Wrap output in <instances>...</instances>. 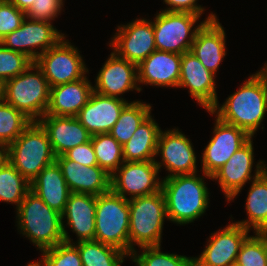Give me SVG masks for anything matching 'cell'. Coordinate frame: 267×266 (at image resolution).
<instances>
[{"label":"cell","instance_id":"5b68a950","mask_svg":"<svg viewBox=\"0 0 267 266\" xmlns=\"http://www.w3.org/2000/svg\"><path fill=\"white\" fill-rule=\"evenodd\" d=\"M130 256L138 247L161 245L164 220L167 218L162 190L128 199Z\"/></svg>","mask_w":267,"mask_h":266},{"label":"cell","instance_id":"d4e9b609","mask_svg":"<svg viewBox=\"0 0 267 266\" xmlns=\"http://www.w3.org/2000/svg\"><path fill=\"white\" fill-rule=\"evenodd\" d=\"M93 91L87 75L74 82L50 87V103L45 115L76 117Z\"/></svg>","mask_w":267,"mask_h":266},{"label":"cell","instance_id":"f1b7e54d","mask_svg":"<svg viewBox=\"0 0 267 266\" xmlns=\"http://www.w3.org/2000/svg\"><path fill=\"white\" fill-rule=\"evenodd\" d=\"M80 253L83 266H121L127 254L96 240L73 243Z\"/></svg>","mask_w":267,"mask_h":266},{"label":"cell","instance_id":"603a6c76","mask_svg":"<svg viewBox=\"0 0 267 266\" xmlns=\"http://www.w3.org/2000/svg\"><path fill=\"white\" fill-rule=\"evenodd\" d=\"M48 134L56 157L91 140V134L77 117L44 115L38 121Z\"/></svg>","mask_w":267,"mask_h":266},{"label":"cell","instance_id":"f546056e","mask_svg":"<svg viewBox=\"0 0 267 266\" xmlns=\"http://www.w3.org/2000/svg\"><path fill=\"white\" fill-rule=\"evenodd\" d=\"M151 105L141 101L129 102L122 110L109 134L122 146L133 136L139 125L151 114Z\"/></svg>","mask_w":267,"mask_h":266},{"label":"cell","instance_id":"b9f144b4","mask_svg":"<svg viewBox=\"0 0 267 266\" xmlns=\"http://www.w3.org/2000/svg\"><path fill=\"white\" fill-rule=\"evenodd\" d=\"M8 1H10L19 10H22L24 12H26L34 2V0H8Z\"/></svg>","mask_w":267,"mask_h":266},{"label":"cell","instance_id":"6da1fadb","mask_svg":"<svg viewBox=\"0 0 267 266\" xmlns=\"http://www.w3.org/2000/svg\"><path fill=\"white\" fill-rule=\"evenodd\" d=\"M267 111V84L258 74H252L240 88L220 106L217 103L210 111L221 121L237 126L253 137Z\"/></svg>","mask_w":267,"mask_h":266},{"label":"cell","instance_id":"e0dca14e","mask_svg":"<svg viewBox=\"0 0 267 266\" xmlns=\"http://www.w3.org/2000/svg\"><path fill=\"white\" fill-rule=\"evenodd\" d=\"M95 92L110 97L124 99L120 95L130 90L140 92L137 65L111 52L95 79Z\"/></svg>","mask_w":267,"mask_h":266},{"label":"cell","instance_id":"7bdbcfd3","mask_svg":"<svg viewBox=\"0 0 267 266\" xmlns=\"http://www.w3.org/2000/svg\"><path fill=\"white\" fill-rule=\"evenodd\" d=\"M7 147L0 142V164L6 160Z\"/></svg>","mask_w":267,"mask_h":266},{"label":"cell","instance_id":"484cf974","mask_svg":"<svg viewBox=\"0 0 267 266\" xmlns=\"http://www.w3.org/2000/svg\"><path fill=\"white\" fill-rule=\"evenodd\" d=\"M30 190L51 209L62 214L71 194L56 161L43 168L30 182Z\"/></svg>","mask_w":267,"mask_h":266},{"label":"cell","instance_id":"d6a6232c","mask_svg":"<svg viewBox=\"0 0 267 266\" xmlns=\"http://www.w3.org/2000/svg\"><path fill=\"white\" fill-rule=\"evenodd\" d=\"M32 123L24 113L4 100L0 102V142L6 147Z\"/></svg>","mask_w":267,"mask_h":266},{"label":"cell","instance_id":"ffe728a7","mask_svg":"<svg viewBox=\"0 0 267 266\" xmlns=\"http://www.w3.org/2000/svg\"><path fill=\"white\" fill-rule=\"evenodd\" d=\"M71 192L98 196L111 190V176L98 165L85 166L64 155L55 160Z\"/></svg>","mask_w":267,"mask_h":266},{"label":"cell","instance_id":"83f0119b","mask_svg":"<svg viewBox=\"0 0 267 266\" xmlns=\"http://www.w3.org/2000/svg\"><path fill=\"white\" fill-rule=\"evenodd\" d=\"M251 183L245 205L248 220L235 223L254 233H267V169Z\"/></svg>","mask_w":267,"mask_h":266},{"label":"cell","instance_id":"5bb4252c","mask_svg":"<svg viewBox=\"0 0 267 266\" xmlns=\"http://www.w3.org/2000/svg\"><path fill=\"white\" fill-rule=\"evenodd\" d=\"M157 155H161L162 158L161 162L155 160L159 171L163 166L170 173L165 178L198 172L192 143L176 128L167 131L161 130L157 144Z\"/></svg>","mask_w":267,"mask_h":266},{"label":"cell","instance_id":"74e56055","mask_svg":"<svg viewBox=\"0 0 267 266\" xmlns=\"http://www.w3.org/2000/svg\"><path fill=\"white\" fill-rule=\"evenodd\" d=\"M25 18L24 11L8 0H0V40L19 28Z\"/></svg>","mask_w":267,"mask_h":266},{"label":"cell","instance_id":"f6af8a7d","mask_svg":"<svg viewBox=\"0 0 267 266\" xmlns=\"http://www.w3.org/2000/svg\"><path fill=\"white\" fill-rule=\"evenodd\" d=\"M4 98V81L0 79V102L3 101Z\"/></svg>","mask_w":267,"mask_h":266},{"label":"cell","instance_id":"836d02e7","mask_svg":"<svg viewBox=\"0 0 267 266\" xmlns=\"http://www.w3.org/2000/svg\"><path fill=\"white\" fill-rule=\"evenodd\" d=\"M141 254L134 250L131 259L136 266H194L193 257L161 252V245L141 247Z\"/></svg>","mask_w":267,"mask_h":266},{"label":"cell","instance_id":"4316f807","mask_svg":"<svg viewBox=\"0 0 267 266\" xmlns=\"http://www.w3.org/2000/svg\"><path fill=\"white\" fill-rule=\"evenodd\" d=\"M161 128L151 114L139 125L130 140L123 145V157L127 162L156 160Z\"/></svg>","mask_w":267,"mask_h":266},{"label":"cell","instance_id":"44dd1931","mask_svg":"<svg viewBox=\"0 0 267 266\" xmlns=\"http://www.w3.org/2000/svg\"><path fill=\"white\" fill-rule=\"evenodd\" d=\"M128 103L126 99L104 96L93 91L76 117L91 135L109 133Z\"/></svg>","mask_w":267,"mask_h":266},{"label":"cell","instance_id":"e575fe53","mask_svg":"<svg viewBox=\"0 0 267 266\" xmlns=\"http://www.w3.org/2000/svg\"><path fill=\"white\" fill-rule=\"evenodd\" d=\"M236 261L242 266H267V233L249 235L242 243Z\"/></svg>","mask_w":267,"mask_h":266},{"label":"cell","instance_id":"d6986e66","mask_svg":"<svg viewBox=\"0 0 267 266\" xmlns=\"http://www.w3.org/2000/svg\"><path fill=\"white\" fill-rule=\"evenodd\" d=\"M96 196L86 193L71 192L62 216L64 242L73 244V239L65 230L68 225L76 233L77 242L95 240ZM67 219V225L64 224Z\"/></svg>","mask_w":267,"mask_h":266},{"label":"cell","instance_id":"9c48e42d","mask_svg":"<svg viewBox=\"0 0 267 266\" xmlns=\"http://www.w3.org/2000/svg\"><path fill=\"white\" fill-rule=\"evenodd\" d=\"M65 37L34 62L42 70L50 87L77 81L89 72L80 51Z\"/></svg>","mask_w":267,"mask_h":266},{"label":"cell","instance_id":"d590c367","mask_svg":"<svg viewBox=\"0 0 267 266\" xmlns=\"http://www.w3.org/2000/svg\"><path fill=\"white\" fill-rule=\"evenodd\" d=\"M39 266H83L78 248L74 244L62 242L41 251Z\"/></svg>","mask_w":267,"mask_h":266},{"label":"cell","instance_id":"7402d4cb","mask_svg":"<svg viewBox=\"0 0 267 266\" xmlns=\"http://www.w3.org/2000/svg\"><path fill=\"white\" fill-rule=\"evenodd\" d=\"M180 68L181 54L156 49L137 66L138 84L178 88Z\"/></svg>","mask_w":267,"mask_h":266},{"label":"cell","instance_id":"8992f818","mask_svg":"<svg viewBox=\"0 0 267 266\" xmlns=\"http://www.w3.org/2000/svg\"><path fill=\"white\" fill-rule=\"evenodd\" d=\"M3 100L32 121H39L46 114L50 86L36 63H31L23 73L4 82Z\"/></svg>","mask_w":267,"mask_h":266},{"label":"cell","instance_id":"9a60e30c","mask_svg":"<svg viewBox=\"0 0 267 266\" xmlns=\"http://www.w3.org/2000/svg\"><path fill=\"white\" fill-rule=\"evenodd\" d=\"M213 137L202 154V170L212 176L251 137L241 128L225 123L216 117Z\"/></svg>","mask_w":267,"mask_h":266},{"label":"cell","instance_id":"cb8c5ba5","mask_svg":"<svg viewBox=\"0 0 267 266\" xmlns=\"http://www.w3.org/2000/svg\"><path fill=\"white\" fill-rule=\"evenodd\" d=\"M216 18L205 22L197 31L191 52L215 76L226 56V33Z\"/></svg>","mask_w":267,"mask_h":266},{"label":"cell","instance_id":"3957f363","mask_svg":"<svg viewBox=\"0 0 267 266\" xmlns=\"http://www.w3.org/2000/svg\"><path fill=\"white\" fill-rule=\"evenodd\" d=\"M20 234L43 251L64 242L62 216L29 190L16 210Z\"/></svg>","mask_w":267,"mask_h":266},{"label":"cell","instance_id":"60d3db41","mask_svg":"<svg viewBox=\"0 0 267 266\" xmlns=\"http://www.w3.org/2000/svg\"><path fill=\"white\" fill-rule=\"evenodd\" d=\"M197 0H163L169 8H166L162 11L169 12H188L195 15H202L205 8L198 5Z\"/></svg>","mask_w":267,"mask_h":266},{"label":"cell","instance_id":"7dc6e473","mask_svg":"<svg viewBox=\"0 0 267 266\" xmlns=\"http://www.w3.org/2000/svg\"><path fill=\"white\" fill-rule=\"evenodd\" d=\"M230 266H242L241 264H239L237 261L233 262Z\"/></svg>","mask_w":267,"mask_h":266},{"label":"cell","instance_id":"7c38bea8","mask_svg":"<svg viewBox=\"0 0 267 266\" xmlns=\"http://www.w3.org/2000/svg\"><path fill=\"white\" fill-rule=\"evenodd\" d=\"M158 174L155 160L124 161L111 175V190L125 199L154 194L161 190L162 179Z\"/></svg>","mask_w":267,"mask_h":266},{"label":"cell","instance_id":"2e32d148","mask_svg":"<svg viewBox=\"0 0 267 266\" xmlns=\"http://www.w3.org/2000/svg\"><path fill=\"white\" fill-rule=\"evenodd\" d=\"M250 230L231 223L211 233L208 244L199 257H193L194 266H230L237 260L240 247Z\"/></svg>","mask_w":267,"mask_h":266},{"label":"cell","instance_id":"277c9868","mask_svg":"<svg viewBox=\"0 0 267 266\" xmlns=\"http://www.w3.org/2000/svg\"><path fill=\"white\" fill-rule=\"evenodd\" d=\"M6 159L28 181L56 160L49 137L38 121L32 123L7 146Z\"/></svg>","mask_w":267,"mask_h":266},{"label":"cell","instance_id":"8fae6325","mask_svg":"<svg viewBox=\"0 0 267 266\" xmlns=\"http://www.w3.org/2000/svg\"><path fill=\"white\" fill-rule=\"evenodd\" d=\"M252 142L251 137L211 176V180L216 179L218 181L228 202L238 196L247 181H252L267 169L264 161L260 160L256 164V170H254L255 173L252 176L251 172L253 171L254 163V147Z\"/></svg>","mask_w":267,"mask_h":266},{"label":"cell","instance_id":"ee69618b","mask_svg":"<svg viewBox=\"0 0 267 266\" xmlns=\"http://www.w3.org/2000/svg\"><path fill=\"white\" fill-rule=\"evenodd\" d=\"M264 80V82L267 84V63L257 72Z\"/></svg>","mask_w":267,"mask_h":266},{"label":"cell","instance_id":"30bf717a","mask_svg":"<svg viewBox=\"0 0 267 266\" xmlns=\"http://www.w3.org/2000/svg\"><path fill=\"white\" fill-rule=\"evenodd\" d=\"M63 37L64 34L59 32L52 22L26 17L21 26L1 39L0 43L35 62L41 54L55 46Z\"/></svg>","mask_w":267,"mask_h":266},{"label":"cell","instance_id":"ba28073f","mask_svg":"<svg viewBox=\"0 0 267 266\" xmlns=\"http://www.w3.org/2000/svg\"><path fill=\"white\" fill-rule=\"evenodd\" d=\"M200 17V15L188 12L161 11L157 13L153 20L156 49L181 55L190 52L199 28L205 22L217 18L211 12L204 21L194 27Z\"/></svg>","mask_w":267,"mask_h":266},{"label":"cell","instance_id":"4dcf8cb0","mask_svg":"<svg viewBox=\"0 0 267 266\" xmlns=\"http://www.w3.org/2000/svg\"><path fill=\"white\" fill-rule=\"evenodd\" d=\"M30 190L28 182L6 159L0 164V201L19 207Z\"/></svg>","mask_w":267,"mask_h":266},{"label":"cell","instance_id":"f35d334b","mask_svg":"<svg viewBox=\"0 0 267 266\" xmlns=\"http://www.w3.org/2000/svg\"><path fill=\"white\" fill-rule=\"evenodd\" d=\"M63 3V0H34L25 14L32 20L51 22L61 13Z\"/></svg>","mask_w":267,"mask_h":266},{"label":"cell","instance_id":"1f68e13d","mask_svg":"<svg viewBox=\"0 0 267 266\" xmlns=\"http://www.w3.org/2000/svg\"><path fill=\"white\" fill-rule=\"evenodd\" d=\"M98 166L110 176L123 164V146L109 133L91 136Z\"/></svg>","mask_w":267,"mask_h":266},{"label":"cell","instance_id":"bcb514c9","mask_svg":"<svg viewBox=\"0 0 267 266\" xmlns=\"http://www.w3.org/2000/svg\"><path fill=\"white\" fill-rule=\"evenodd\" d=\"M27 266H39V264L37 262H31Z\"/></svg>","mask_w":267,"mask_h":266},{"label":"cell","instance_id":"52a82bcc","mask_svg":"<svg viewBox=\"0 0 267 266\" xmlns=\"http://www.w3.org/2000/svg\"><path fill=\"white\" fill-rule=\"evenodd\" d=\"M95 240L130 257L128 199L112 190L96 196Z\"/></svg>","mask_w":267,"mask_h":266},{"label":"cell","instance_id":"4fadbf2b","mask_svg":"<svg viewBox=\"0 0 267 266\" xmlns=\"http://www.w3.org/2000/svg\"><path fill=\"white\" fill-rule=\"evenodd\" d=\"M109 46L121 58L137 66L156 50L153 22L136 19L120 25Z\"/></svg>","mask_w":267,"mask_h":266},{"label":"cell","instance_id":"ac0fdd59","mask_svg":"<svg viewBox=\"0 0 267 266\" xmlns=\"http://www.w3.org/2000/svg\"><path fill=\"white\" fill-rule=\"evenodd\" d=\"M215 78L216 76L205 68L191 51L181 55L178 87H187L189 94L207 111L219 102Z\"/></svg>","mask_w":267,"mask_h":266},{"label":"cell","instance_id":"ab89813d","mask_svg":"<svg viewBox=\"0 0 267 266\" xmlns=\"http://www.w3.org/2000/svg\"><path fill=\"white\" fill-rule=\"evenodd\" d=\"M63 155L67 159L78 162L85 166L98 165L91 140L68 150Z\"/></svg>","mask_w":267,"mask_h":266},{"label":"cell","instance_id":"8d00e7d4","mask_svg":"<svg viewBox=\"0 0 267 266\" xmlns=\"http://www.w3.org/2000/svg\"><path fill=\"white\" fill-rule=\"evenodd\" d=\"M33 63L20 52L10 50L0 43V79L6 81L23 73Z\"/></svg>","mask_w":267,"mask_h":266},{"label":"cell","instance_id":"7a4b0ae2","mask_svg":"<svg viewBox=\"0 0 267 266\" xmlns=\"http://www.w3.org/2000/svg\"><path fill=\"white\" fill-rule=\"evenodd\" d=\"M202 174L204 176L201 177L194 173L162 178L161 190L169 221L180 225L189 224L205 213L210 200L204 177L212 178Z\"/></svg>","mask_w":267,"mask_h":266}]
</instances>
